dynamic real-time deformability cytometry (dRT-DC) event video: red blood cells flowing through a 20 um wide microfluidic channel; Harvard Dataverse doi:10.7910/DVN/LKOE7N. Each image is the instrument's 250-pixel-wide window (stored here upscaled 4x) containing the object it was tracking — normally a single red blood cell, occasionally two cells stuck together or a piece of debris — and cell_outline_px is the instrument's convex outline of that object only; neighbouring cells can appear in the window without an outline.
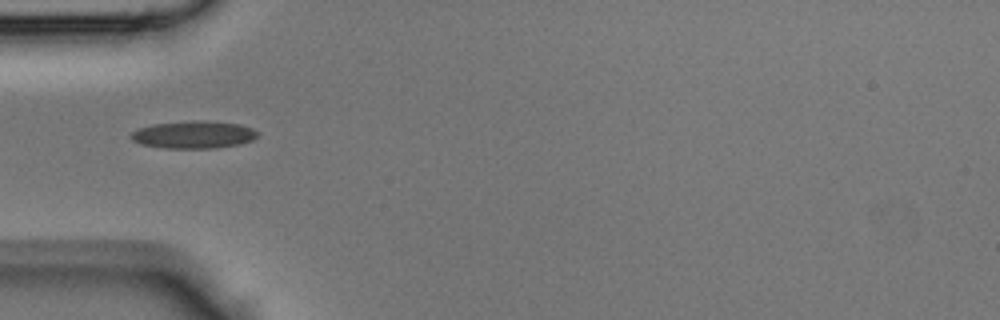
{"species": "Egyptian fruit bat (a non-hibernating species)", "species_latin": "Rousettus aegyptiacus", "temperature_condition": "room temperature", "stored_images_in_passage": 16, "camera_frame_rate_fps": 3000, "um_per_image_px": 0.085, "animal": {"sex": "male"}, "frame": {"image": 1, "passage_image": 1, "time_ms": 0.0, "image_size_px": [1000, 320], "cell_outline_px": [[260, 132], [252, 140], [240, 144], [216, 148], [164, 148], [140, 144], [132, 140], [128, 136], [136, 128], [152, 124], [192, 120], [204, 120], [240, 124], [252, 128]], "centroid_in_image_um": [16.43, 11.44], "position_along_channel_um": 68.6, "area_um2": 20.58}}
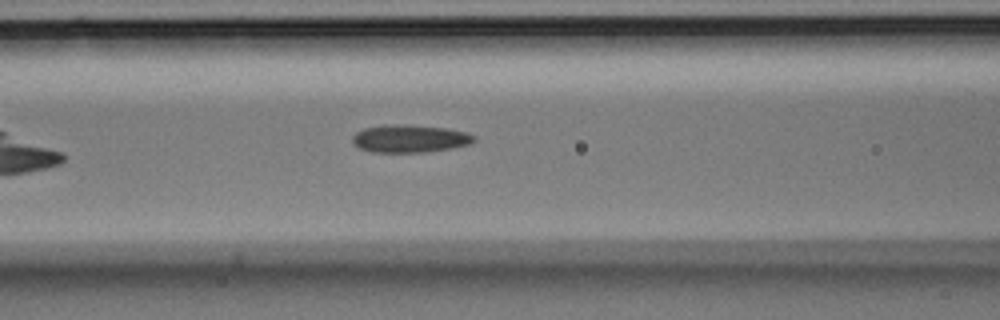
{"frame": {"image": 2, "passage_image": 5, "time_ms": 1.333, "image_size_px": [1000, 320], "cell_outline_px": [[476, 140], [468, 144], [448, 148], [424, 152], [372, 152], [360, 148], [352, 140], [352, 136], [356, 132], [364, 128], [384, 124], [404, 124], [448, 128], [468, 132], [476, 136]], "centroid_in_image_um": [34.83, 11.76], "position_along_channel_um": 131.8, "area_um2": 19.65}}
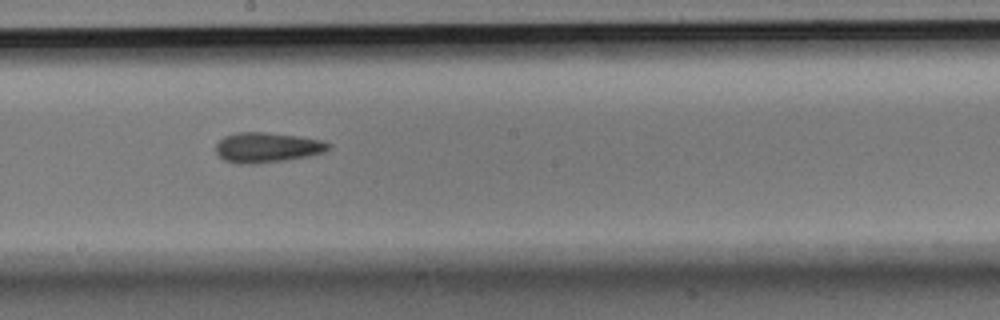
{"frame": {"image": 3, "passage_image": 11, "time_ms": 3.333, "image_size_px": [1000, 320], "cell_outline_px": [[332, 144], [324, 152], [308, 156], [284, 160], [248, 164], [240, 164], [224, 160], [216, 152], [216, 144], [224, 136], [236, 132], [264, 132], [296, 136], [320, 140]], "centroid_in_image_um": [22.67, 12.53], "position_along_channel_um": 225.5, "area_um2": 19.48}}